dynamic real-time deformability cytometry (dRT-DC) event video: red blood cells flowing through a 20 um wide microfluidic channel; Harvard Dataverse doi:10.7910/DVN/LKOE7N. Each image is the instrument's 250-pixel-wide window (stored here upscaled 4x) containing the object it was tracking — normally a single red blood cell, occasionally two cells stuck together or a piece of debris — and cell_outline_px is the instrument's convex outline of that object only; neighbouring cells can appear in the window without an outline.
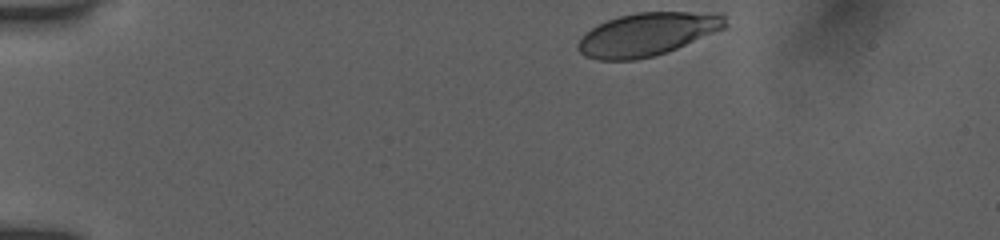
{"species": "human", "species_latin": "Homo sapiens", "temperature_condition": "room temperature", "stored_images_in_passage": 37, "camera_frame_rate_fps": 3000, "um_per_image_px": 0.085, "donor": {"sex": "female"}, "frame": {"image": 1, "passage_image": 1, "time_ms": 0.0, "image_size_px": [1000, 240], "cell_outline_px": [[728, 28], [668, 52], [636, 60], [600, 60], [584, 56], [576, 48], [576, 44], [592, 28], [608, 20], [620, 16], [636, 12], [724, 12], [728, 24]], "centroid_in_image_um": [55.12, 2.9], "position_along_channel_um": 29.9, "area_um2": 37.34}}
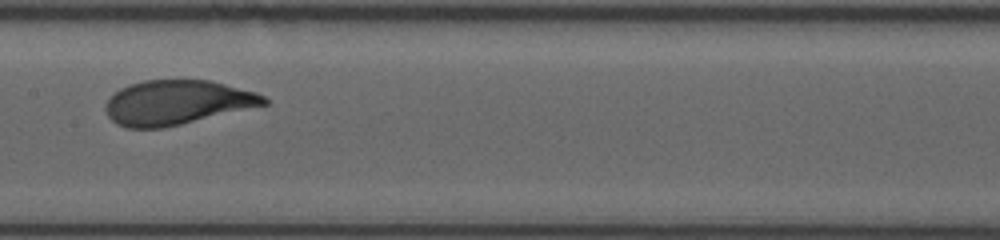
{"frame": {"image": 2, "passage_image": 20, "time_ms": 6.333, "image_size_px": [1000, 240], "cell_outline_px": [[268, 104], [164, 128], [128, 128], [116, 124], [108, 116], [108, 100], [120, 88], [128, 84], [144, 80], [212, 80], [256, 92], [264, 96], [268, 100]], "centroid_in_image_um": [15.07, 8.7], "position_along_channel_um": 192.3, "area_um2": 40.81}}
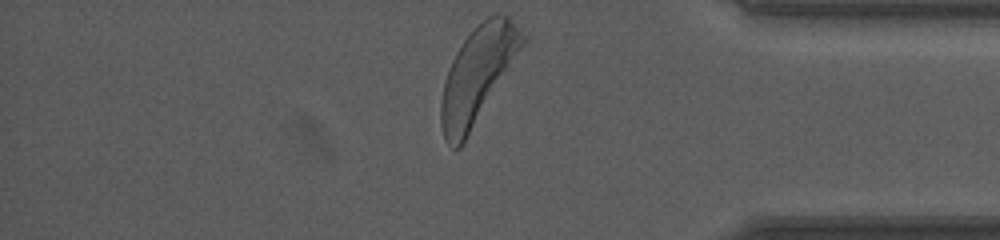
{"frame": {"image": 3, "passage_image": 37, "time_ms": 12.0, "image_size_px": [1000, 240], "cell_outline_px": [[528, 40], [464, 144], [460, 148], [452, 148], [444, 140], [440, 124], [440, 104], [444, 84], [452, 60], [456, 52], [464, 40], [488, 16], [496, 12], [504, 12], [528, 36]], "centroid_in_image_um": [40.64, 6.38], "position_along_channel_um": 394.6, "area_um2": 45.78}, "authors_computed_cell_mechanics": {"area_um2": 41.7894, "velocity_mm_per_s": 3.8814, "shape_relaxation_time_tau1_ms": 2.3313, "shape_relaxation_time_tau2_ms": null, "deformation_change_tau1": 0.147, "deformation_change_tau2": null}}